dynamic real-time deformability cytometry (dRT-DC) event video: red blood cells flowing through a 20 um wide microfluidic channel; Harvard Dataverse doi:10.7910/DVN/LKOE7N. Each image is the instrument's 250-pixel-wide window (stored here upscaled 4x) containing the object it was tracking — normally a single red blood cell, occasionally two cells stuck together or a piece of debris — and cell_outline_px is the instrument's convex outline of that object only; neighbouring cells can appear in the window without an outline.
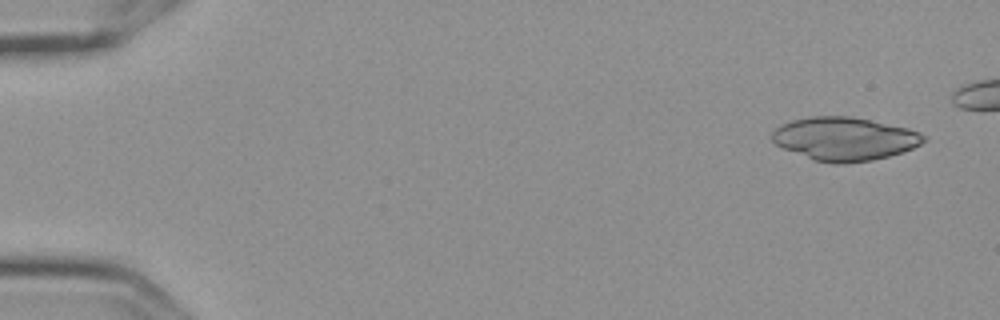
{"species": "Egyptian fruit bat (a non-hibernating species)", "species_latin": "Rousettus aegyptiacus", "temperature_condition": "cold", "stored_images_in_passage": 5, "camera_frame_rate_fps": 3000, "um_per_image_px": 0.085, "frame": {"image": 1, "passage_image": 1, "time_ms": 0.0, "image_size_px": [1000, 320], "cell_outline_px": [[928, 140], [912, 148], [888, 156], [872, 160], [840, 164], [836, 164], [816, 160], [784, 148], [776, 144], [772, 140], [772, 132], [780, 124], [792, 120], [808, 116], [852, 116], [908, 128], [920, 132], [928, 136]], "centroid_in_image_um": [71.81, 11.78], "position_along_channel_um": 13.2, "area_um2": 38.15}}